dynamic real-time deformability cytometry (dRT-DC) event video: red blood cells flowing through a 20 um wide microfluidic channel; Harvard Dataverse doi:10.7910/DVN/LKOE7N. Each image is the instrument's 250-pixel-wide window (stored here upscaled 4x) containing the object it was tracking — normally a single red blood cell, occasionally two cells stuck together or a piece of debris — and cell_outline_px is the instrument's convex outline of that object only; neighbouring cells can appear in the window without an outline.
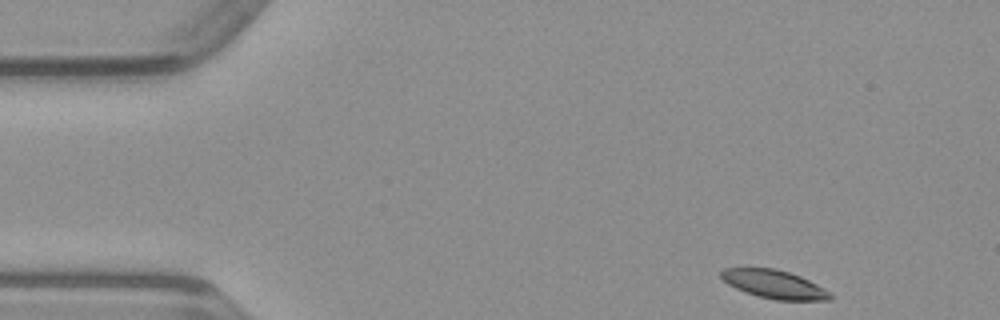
{"species": "common noctule bat (a hibernating species)", "species_latin": "Nyctalus noctula", "temperature_condition": "warm", "stored_images_in_passage": 46, "camera_frame_rate_fps": 3000, "um_per_image_px": 0.085, "animal": {"sex": "male", "body_mass_g": 23.1, "forearm_length_mm": 52.7}, "frame": {"image": 1, "passage_image": 1, "time_ms": 0.0, "image_size_px": [1000, 320], "cell_outline_px": [[832, 300], [776, 300], [756, 296], [736, 288], [728, 284], [720, 276], [720, 272], [724, 268], [776, 268], [800, 276], [832, 292]], "centroid_in_image_um": [65.82, 24.17], "position_along_channel_um": 19.2, "area_um2": 18.03}}
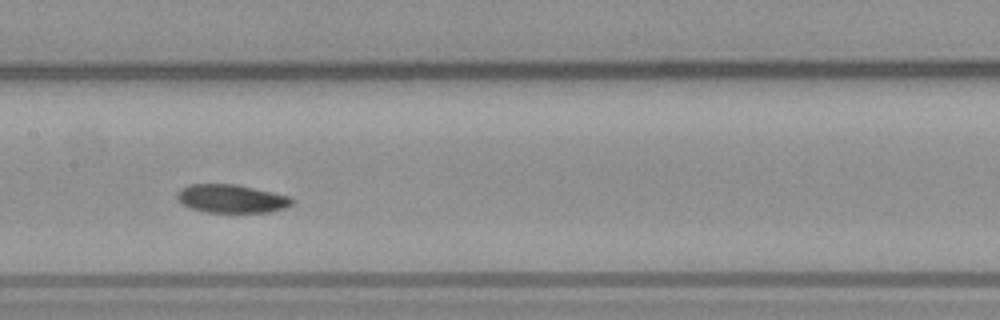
{"frame": {"image": 2, "passage_image": 20, "time_ms": 6.333, "image_size_px": [1000, 320], "cell_outline_px": [[292, 204], [284, 208], [268, 212], [208, 212], [192, 208], [184, 204], [176, 196], [176, 192], [180, 188], [188, 184], [236, 184], [292, 196]], "centroid_in_image_um": [19.68, 16.87], "position_along_channel_um": 187.7, "area_um2": 18.9}}
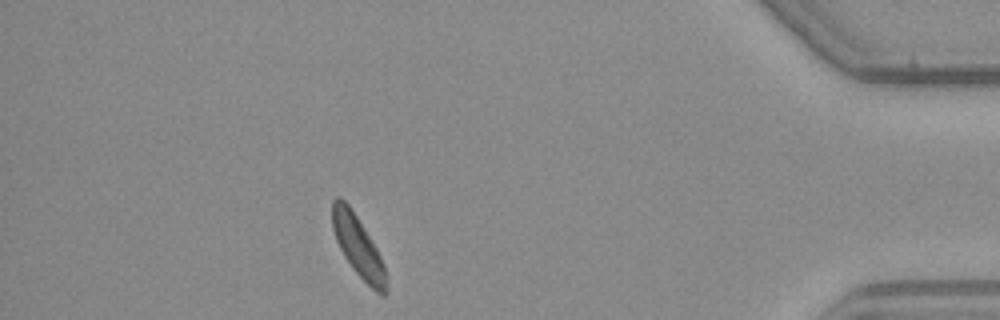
{"frame": {"image": 3, "passage_image": 40, "time_ms": 13.0, "image_size_px": [1000, 320], "cell_outline_px": [[388, 292], [384, 296], [376, 292], [352, 268], [344, 256], [336, 240], [332, 228], [332, 200], [336, 196], [340, 196], [348, 204], [364, 228], [376, 248], [384, 264]], "centroid_in_image_um": [30.42, 20.94], "position_along_channel_um": 404.8, "area_um2": 18.9}}